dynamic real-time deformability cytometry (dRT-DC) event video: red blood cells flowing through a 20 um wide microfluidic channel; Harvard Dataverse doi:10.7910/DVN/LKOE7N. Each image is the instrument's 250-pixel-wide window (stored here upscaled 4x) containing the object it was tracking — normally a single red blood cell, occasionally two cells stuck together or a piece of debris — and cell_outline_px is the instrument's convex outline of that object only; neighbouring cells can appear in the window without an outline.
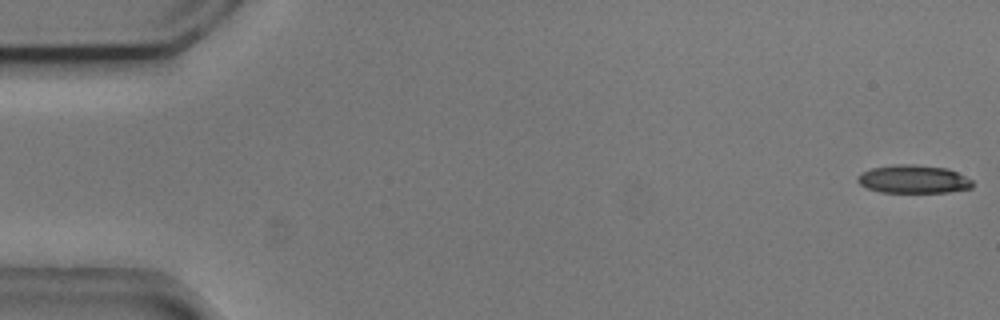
{"species": "common noctule bat (a hibernating species)", "species_latin": "Nyctalus noctula", "temperature_condition": "cold", "stored_images_in_passage": 16, "camera_frame_rate_fps": 3000, "um_per_image_px": 0.085, "animal": {"sex": "male", "body_mass_g": 20.5, "forearm_length_mm": 52.5}, "frame": {"image": 1, "passage_image": 1, "time_ms": 0.0, "image_size_px": [1000, 320], "cell_outline_px": [[972, 188], [948, 192], [880, 192], [868, 188], [860, 184], [856, 180], [856, 176], [872, 168], [896, 164], [912, 164], [948, 168], [972, 180]], "centroid_in_image_um": [77.63, 15.23], "position_along_channel_um": 7.4, "area_um2": 18.79}}
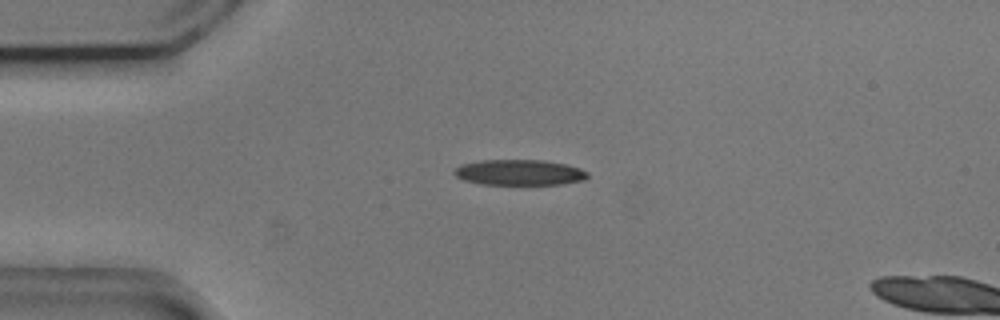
{"frame": {"image": 2, "passage_image": 13, "time_ms": 4.0, "image_size_px": [1000, 320], "cell_outline_px": [[588, 176], [584, 180], [560, 184], [480, 184], [464, 180], [456, 176], [452, 172], [460, 164], [480, 160], [544, 160], [568, 164], [580, 168], [588, 172]], "centroid_in_image_um": [44.14, 14.65], "position_along_channel_um": 40.9, "area_um2": 20.0}}